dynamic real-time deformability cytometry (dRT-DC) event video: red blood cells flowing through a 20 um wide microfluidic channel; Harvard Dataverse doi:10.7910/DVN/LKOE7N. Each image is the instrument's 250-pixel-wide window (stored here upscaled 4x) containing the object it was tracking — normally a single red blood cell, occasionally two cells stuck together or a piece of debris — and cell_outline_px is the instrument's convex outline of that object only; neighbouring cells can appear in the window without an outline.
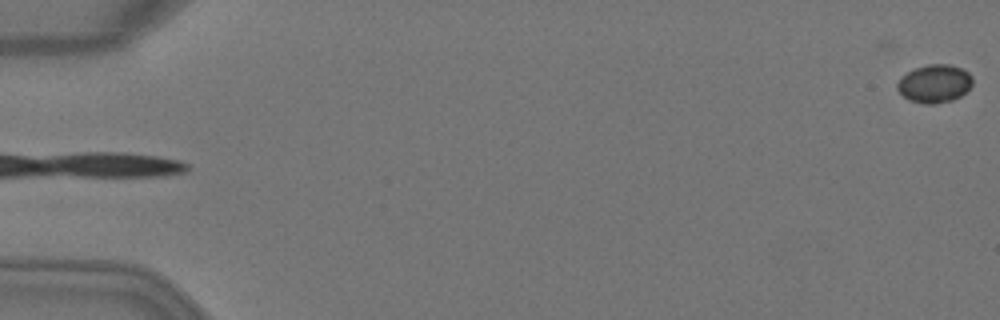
{"species": "Egyptian fruit bat (a non-hibernating species)", "species_latin": "Rousettus aegyptiacus", "temperature_condition": "warm", "stored_images_in_passage": 5, "segment_of_instrument_passage": [2, 2], "camera_frame_rate_fps": 3000, "um_per_image_px": 0.085, "animal": {"sex": "female"}, "frame": {"image": 1, "passage_image": 5, "time_ms": 1.333, "image_size_px": [1000, 320], "cell_outline_px": [[972, 84], [960, 96], [952, 100], [936, 104], [924, 104], [908, 100], [896, 88], [896, 84], [900, 76], [916, 68], [928, 64], [948, 64], [964, 68], [972, 76]], "centroid_in_image_um": [79.42, 7.1], "position_along_channel_um": 5.6, "area_um2": 16.82}}